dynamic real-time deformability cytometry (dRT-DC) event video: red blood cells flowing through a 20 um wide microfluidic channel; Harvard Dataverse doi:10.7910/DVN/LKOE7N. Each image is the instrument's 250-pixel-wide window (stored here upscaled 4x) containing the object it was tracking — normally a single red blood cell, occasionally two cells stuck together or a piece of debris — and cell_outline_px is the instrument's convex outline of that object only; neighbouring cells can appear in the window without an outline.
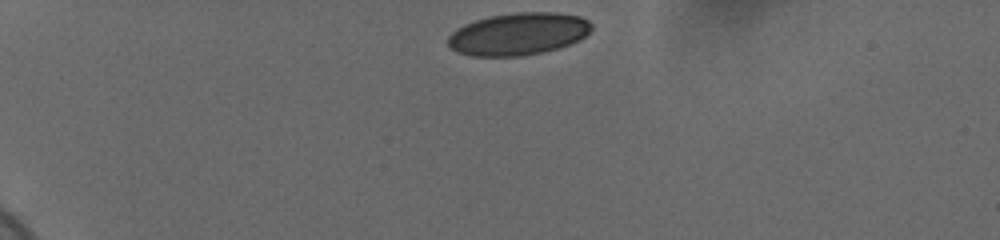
{"species": "human", "species_latin": "Homo sapiens", "temperature_condition": "cold", "stored_images_in_passage": 37, "camera_frame_rate_fps": 3000, "um_per_image_px": 0.085, "donor": {"sex": "female"}, "frame": {"image": 1, "passage_image": 1, "time_ms": 0.0, "image_size_px": [1000, 240], "cell_outline_px": [[592, 28], [580, 40], [544, 52], [524, 56], [472, 56], [456, 52], [448, 48], [448, 36], [456, 28], [464, 24], [488, 16], [516, 12], [556, 12], [580, 16], [588, 20], [592, 24]], "centroid_in_image_um": [44.03, 2.88], "position_along_channel_um": 41.0, "area_um2": 35.66}}
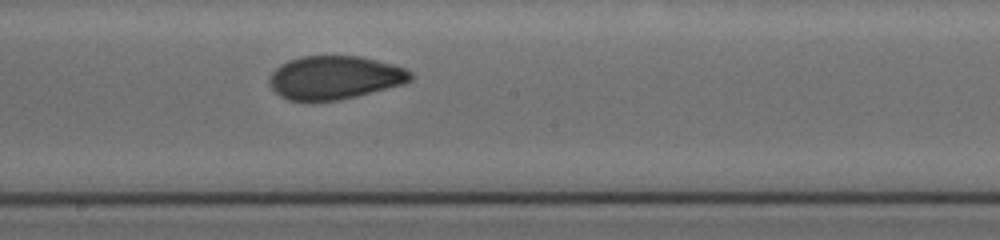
{"frame": {"image": 2, "passage_image": 21, "time_ms": 6.667, "image_size_px": [1000, 240], "cell_outline_px": [[412, 80], [404, 84], [340, 100], [288, 100], [280, 96], [268, 84], [268, 80], [272, 72], [280, 64], [288, 60], [300, 56], [360, 56], [392, 64], [404, 68], [412, 72]], "centroid_in_image_um": [28.44, 6.58], "position_along_channel_um": 219.8, "area_um2": 35.66}}
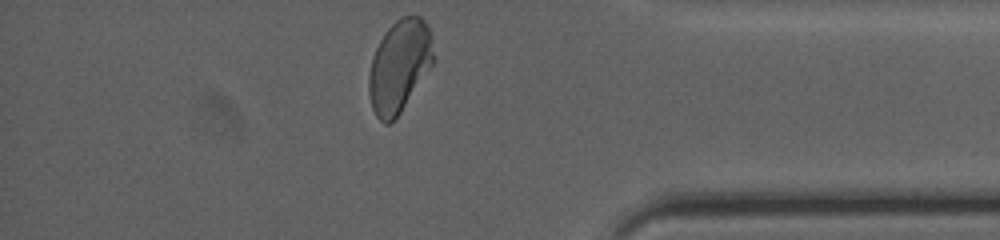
{"frame": {"image": 3, "passage_image": 37, "time_ms": 12.0, "image_size_px": [1000, 240], "cell_outline_px": [[432, 64], [400, 112], [388, 124], [384, 124], [376, 116], [372, 108], [368, 92], [368, 76], [372, 56], [380, 40], [388, 28], [400, 16], [420, 16], [424, 20], [432, 36]], "centroid_in_image_um": [33.91, 5.6], "position_along_channel_um": 401.3, "area_um2": 34.22}, "authors_computed_cell_mechanics": {"area_um2": 36.1828, "velocity_mm_per_s": 3.6909, "shape_relaxation_time_tau1_ms": 9.5302, "shape_relaxation_time_tau2_ms": 0.8451, "deformation_change_tau1": 0.1866, "deformation_change_tau2": 0.0483}}